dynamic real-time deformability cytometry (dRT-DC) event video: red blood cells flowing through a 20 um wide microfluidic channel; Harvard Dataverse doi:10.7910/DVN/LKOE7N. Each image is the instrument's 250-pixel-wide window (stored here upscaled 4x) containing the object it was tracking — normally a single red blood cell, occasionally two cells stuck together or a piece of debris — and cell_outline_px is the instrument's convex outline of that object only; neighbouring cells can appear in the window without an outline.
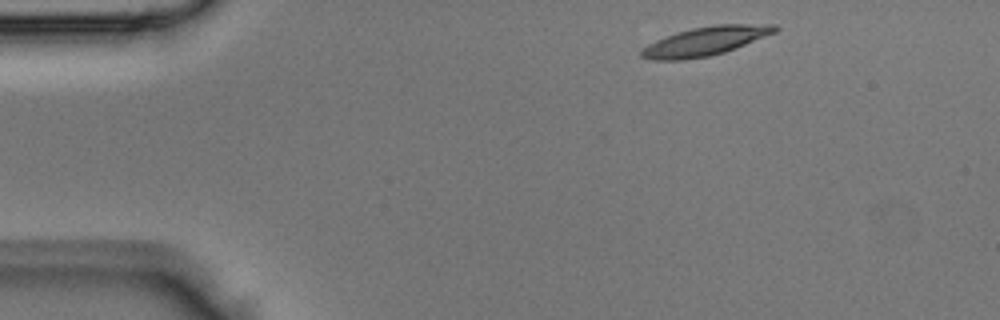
{"species": "Egyptian fruit bat (a non-hibernating species)", "species_latin": "Rousettus aegyptiacus", "temperature_condition": "room temperature", "stored_images_in_passage": 4, "camera_frame_rate_fps": 3000, "um_per_image_px": 0.085, "animal": {"sex": "male"}, "frame": {"image": 1, "passage_image": 1, "time_ms": 0.0, "image_size_px": [1000, 320], "cell_outline_px": [[780, 28], [776, 32], [724, 52], [708, 56], [684, 60], [652, 60], [640, 56], [640, 52], [648, 44], [656, 40], [676, 32], [692, 28], [716, 24], [776, 24]], "centroid_in_image_um": [59.96, 3.49], "position_along_channel_um": 25.0, "area_um2": 22.31}}
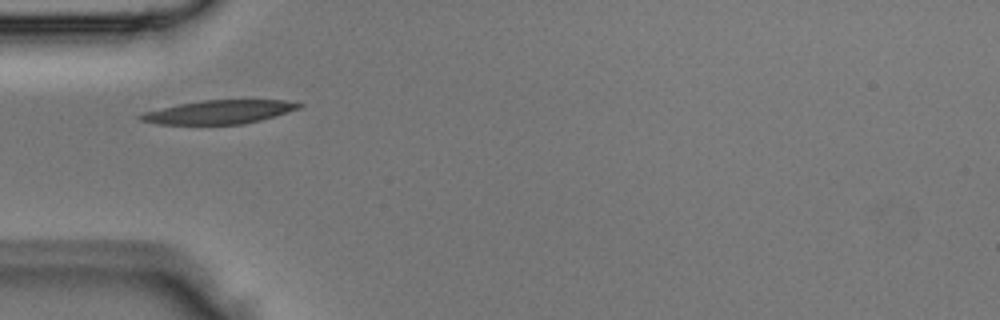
{"frame": {"image": 2, "passage_image": 3, "time_ms": 0.667, "image_size_px": [1000, 320], "cell_outline_px": [[304, 104], [300, 108], [260, 120], [244, 124], [156, 124], [140, 120], [136, 116], [144, 112], [180, 104], [200, 100], [284, 100]], "centroid_in_image_um": [18.6, 9.52], "position_along_channel_um": 66.4, "area_um2": 21.62}}
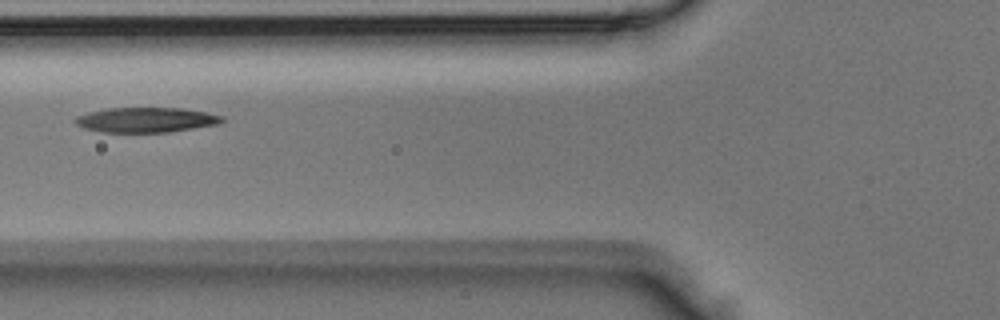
{"frame": {"image": 3, "passage_image": 4, "time_ms": 1.0, "image_size_px": [1000, 320], "cell_outline_px": [[224, 120], [220, 124], [168, 132], [100, 132], [84, 128], [76, 124], [76, 116], [88, 112], [108, 108], [180, 108], [204, 112], [224, 116]], "centroid_in_image_um": [12.42, 10.19], "position_along_channel_um": 113.4, "area_um2": 21.27}}